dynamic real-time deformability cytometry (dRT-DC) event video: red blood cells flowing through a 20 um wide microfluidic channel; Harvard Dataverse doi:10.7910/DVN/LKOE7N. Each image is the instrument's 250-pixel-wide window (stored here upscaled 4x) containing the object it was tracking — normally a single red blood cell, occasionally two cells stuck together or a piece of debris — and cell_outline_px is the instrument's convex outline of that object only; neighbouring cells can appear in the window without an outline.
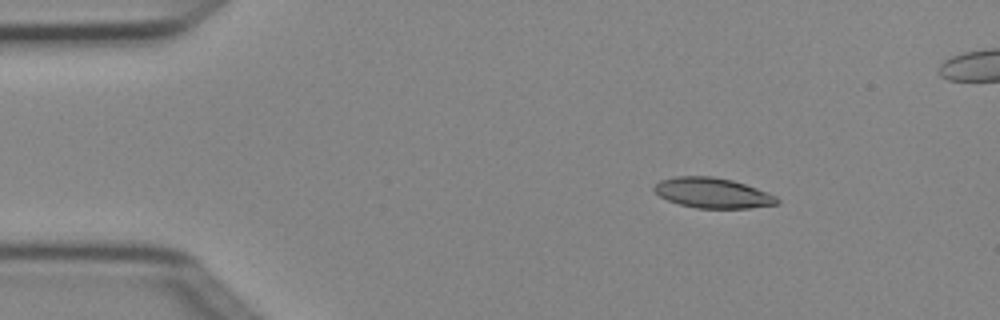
{"species": "Egyptian fruit bat (a non-hibernating species)", "species_latin": "Rousettus aegyptiacus", "temperature_condition": "cold", "stored_images_in_passage": 4, "camera_frame_rate_fps": 3000, "um_per_image_px": 0.085, "animal": {"sex": "female"}, "frame": {"image": 1, "passage_image": 2, "time_ms": 0.333, "image_size_px": [1000, 320], "cell_outline_px": [[780, 204], [748, 208], [696, 208], [680, 204], [668, 200], [660, 196], [652, 188], [660, 180], [676, 176], [712, 176], [732, 180], [756, 188], [776, 196], [780, 200]], "centroid_in_image_um": [60.58, 16.4], "position_along_channel_um": 24.4, "area_um2": 21.56}}